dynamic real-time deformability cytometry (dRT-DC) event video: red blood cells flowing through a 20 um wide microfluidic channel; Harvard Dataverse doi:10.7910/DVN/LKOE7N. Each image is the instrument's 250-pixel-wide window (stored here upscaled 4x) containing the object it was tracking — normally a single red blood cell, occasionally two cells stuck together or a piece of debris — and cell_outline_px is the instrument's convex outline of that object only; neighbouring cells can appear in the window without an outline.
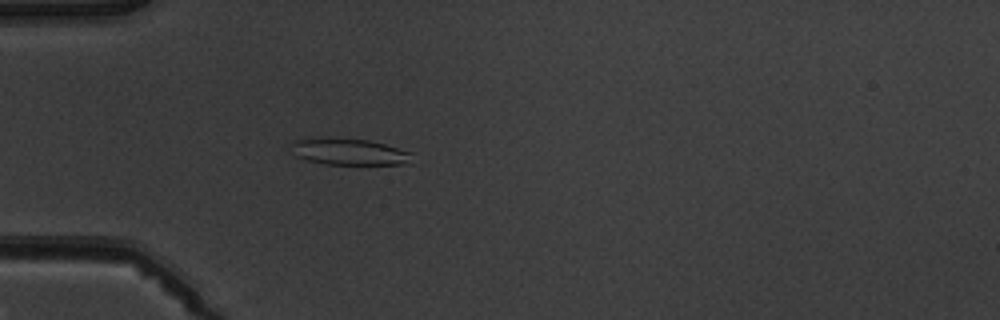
{"species": "common noctule bat (a hibernating species)", "species_latin": "Nyctalus noctula", "temperature_condition": "warm", "stored_images_in_passage": 4, "camera_frame_rate_fps": 3000, "um_per_image_px": 0.085, "animal": {"sex": "male", "body_mass_g": 19.5, "forearm_length_mm": 54.6}, "frame": {"image": 1, "passage_image": 4, "time_ms": 4.333, "image_size_px": [1000, 320], "cell_outline_px": [[412, 164], [324, 164], [308, 160], [296, 156], [292, 144], [296, 140], [368, 140], [384, 144], [412, 152]], "centroid_in_image_um": [29.81, 12.95], "position_along_channel_um": 55.2, "area_um2": 17.74}}